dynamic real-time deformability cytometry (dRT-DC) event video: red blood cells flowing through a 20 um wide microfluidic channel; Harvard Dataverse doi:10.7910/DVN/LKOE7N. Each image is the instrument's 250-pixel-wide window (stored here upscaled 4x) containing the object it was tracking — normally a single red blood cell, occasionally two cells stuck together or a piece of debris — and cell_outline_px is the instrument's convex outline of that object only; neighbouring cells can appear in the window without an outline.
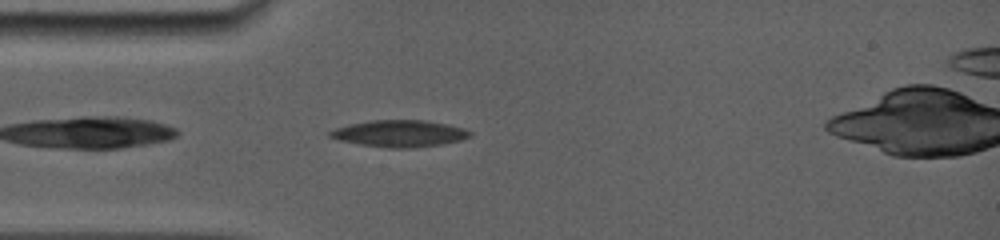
{"species": "common noctule bat (a hibernating species)", "species_latin": "Nyctalus noctula", "temperature_condition": "room temperature", "stored_images_in_passage": 27, "camera_frame_rate_fps": 5000, "um_per_image_px": 0.085, "animal": {"sex": "female", "body_mass_g": 19.0, "forearm_length_mm": 56.7}, "frame": {"image": 1, "passage_image": 5, "time_ms": 0.8, "image_size_px": [1000, 240], "cell_outline_px": [[472, 136], [460, 140], [440, 144], [412, 148], [388, 148], [360, 144], [340, 140], [328, 136], [328, 132], [336, 128], [348, 124], [372, 120], [428, 120], [464, 128], [472, 132]], "centroid_in_image_um": [33.97, 11.34], "position_along_channel_um": 51.0, "area_um2": 21.79}}
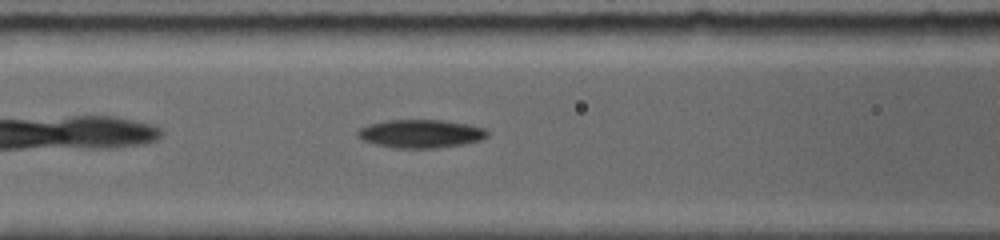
{"frame": {"image": 2, "passage_image": 18, "time_ms": 3.0, "image_size_px": [1000, 240], "cell_outline_px": [[488, 136], [484, 140], [464, 144], [436, 148], [392, 148], [360, 140], [356, 136], [356, 132], [360, 128], [368, 124], [388, 120], [444, 120], [468, 124], [484, 128], [488, 132]], "centroid_in_image_um": [35.76, 11.37], "position_along_channel_um": 130.8, "area_um2": 21.68}}
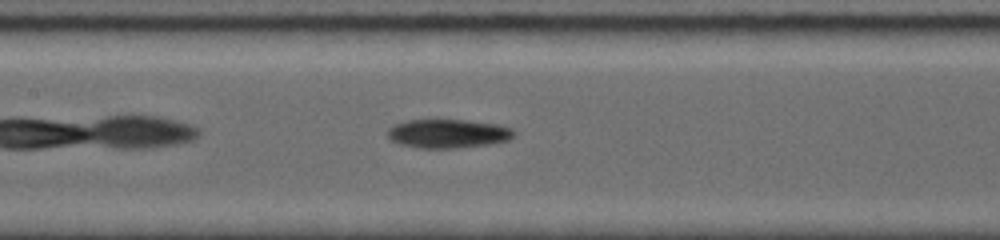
{"frame": {"image": 3, "passage_image": 25, "time_ms": 4.0, "image_size_px": [1000, 240], "cell_outline_px": [[516, 132], [508, 140], [492, 144], [456, 148], [420, 148], [400, 144], [388, 140], [388, 128], [392, 124], [408, 120], [464, 120], [496, 124], [512, 128]], "centroid_in_image_um": [38.05, 11.36], "position_along_channel_um": 169.4, "area_um2": 21.33}}